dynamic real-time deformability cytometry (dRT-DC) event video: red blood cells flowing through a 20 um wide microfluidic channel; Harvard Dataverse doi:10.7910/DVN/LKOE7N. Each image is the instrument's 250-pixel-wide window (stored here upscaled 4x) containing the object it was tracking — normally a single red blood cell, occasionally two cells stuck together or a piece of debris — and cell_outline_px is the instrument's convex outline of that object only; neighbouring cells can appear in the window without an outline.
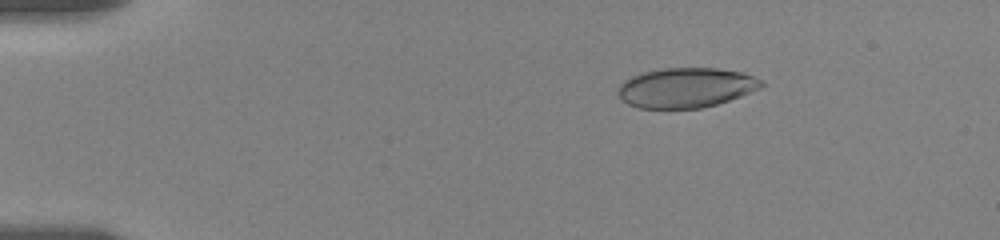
{"species": "human", "species_latin": "Homo sapiens", "temperature_condition": "room temperature", "stored_images_in_passage": 57, "camera_frame_rate_fps": 3000, "um_per_image_px": 0.085, "donor": {"sex": "female"}, "frame": {"image": 1, "passage_image": 9, "time_ms": 2.667, "image_size_px": [1000, 240], "cell_outline_px": [[764, 84], [760, 88], [740, 96], [704, 108], [640, 108], [628, 104], [616, 92], [616, 88], [624, 80], [632, 76], [644, 72], [660, 68], [716, 68], [744, 72], [760, 80]], "centroid_in_image_um": [58.28, 7.44], "position_along_channel_um": 26.7, "area_um2": 33.23}}
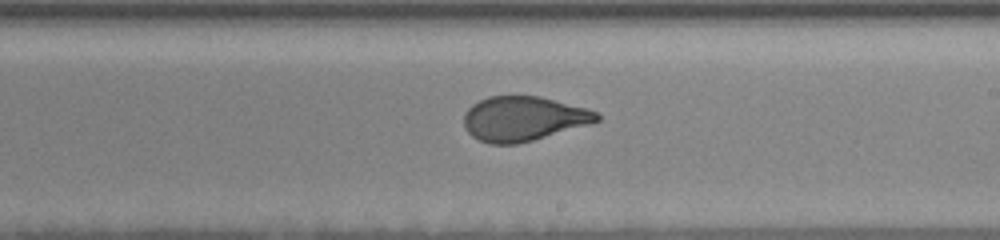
{"frame": {"image": 2, "passage_image": 34, "time_ms": 11.0, "image_size_px": [1000, 240], "cell_outline_px": [[600, 120], [588, 124], [532, 140], [516, 144], [488, 144], [472, 136], [464, 128], [464, 112], [472, 104], [488, 96], [540, 96], [588, 108], [596, 112], [600, 116]], "centroid_in_image_um": [44.46, 10.08], "position_along_channel_um": 244.5, "area_um2": 34.45}}
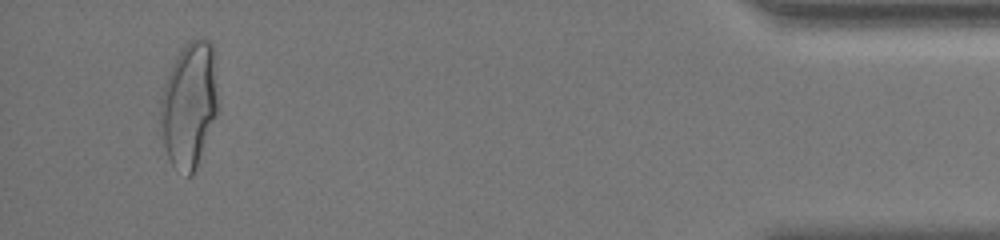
{"frame": {"image": 3, "passage_image": 54, "time_ms": 17.667, "image_size_px": [1000, 240], "cell_outline_px": [[216, 112], [196, 168], [192, 176], [188, 176], [172, 164], [168, 156], [164, 144], [160, 124], [160, 96], [164, 84], [172, 64], [176, 56], [188, 40], [200, 36], [208, 40], [212, 44], [216, 56]], "centroid_in_image_um": [16.07, 8.82], "position_along_channel_um": 419.1, "area_um2": 41.85}, "authors_computed_cell_mechanics": {"area_um2": 35.1424, "velocity_mm_per_s": 3.5553, "shape_relaxation_time_tau1_ms": 6.807, "shape_relaxation_time_tau2_ms": null, "deformation_change_tau1": 0.2199, "deformation_change_tau2": null}}